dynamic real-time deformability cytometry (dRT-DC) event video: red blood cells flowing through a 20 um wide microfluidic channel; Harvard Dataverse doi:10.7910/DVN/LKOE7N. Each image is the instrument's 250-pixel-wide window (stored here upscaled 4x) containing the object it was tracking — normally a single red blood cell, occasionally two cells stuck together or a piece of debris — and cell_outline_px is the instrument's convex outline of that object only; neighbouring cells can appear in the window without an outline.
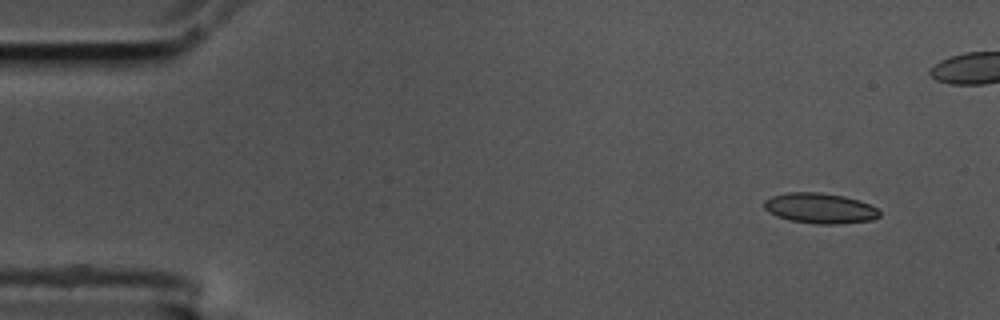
{"species": "common noctule bat (a hibernating species)", "species_latin": "Nyctalus noctula", "temperature_condition": "cold", "stored_images_in_passage": 20, "camera_frame_rate_fps": 3000, "um_per_image_px": 0.085, "animal": {"sex": "male", "body_mass_g": 17.5, "forearm_length_mm": 52.3}, "frame": {"image": 1, "passage_image": 1, "time_ms": 0.0, "image_size_px": [1000, 320], "cell_outline_px": [[880, 216], [872, 220], [840, 224], [816, 224], [792, 220], [776, 216], [768, 212], [764, 208], [764, 200], [772, 196], [788, 192], [820, 192], [844, 196], [860, 200], [876, 208], [880, 212]], "centroid_in_image_um": [69.7, 17.7], "position_along_channel_um": 15.3, "area_um2": 20.46}}
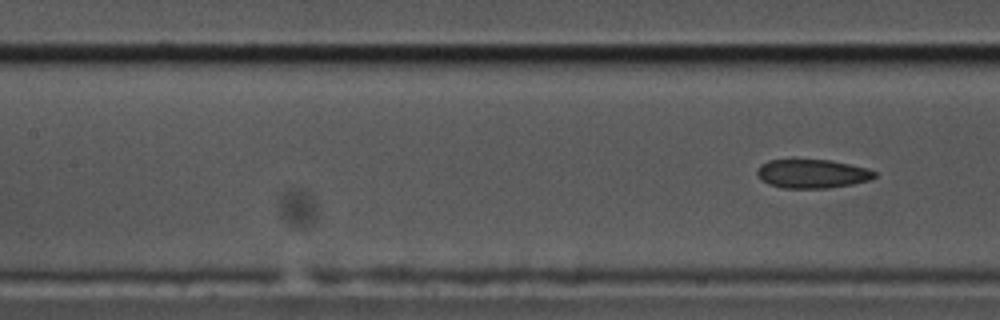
{"frame": {"image": 2, "passage_image": 20, "time_ms": 6.333, "image_size_px": [1000, 320], "cell_outline_px": [[876, 176], [872, 180], [852, 184], [828, 188], [784, 188], [768, 184], [756, 172], [760, 164], [768, 160], [832, 160], [868, 168], [876, 172]], "centroid_in_image_um": [69.08, 14.76], "position_along_channel_um": 138.3, "area_um2": 19.71}}